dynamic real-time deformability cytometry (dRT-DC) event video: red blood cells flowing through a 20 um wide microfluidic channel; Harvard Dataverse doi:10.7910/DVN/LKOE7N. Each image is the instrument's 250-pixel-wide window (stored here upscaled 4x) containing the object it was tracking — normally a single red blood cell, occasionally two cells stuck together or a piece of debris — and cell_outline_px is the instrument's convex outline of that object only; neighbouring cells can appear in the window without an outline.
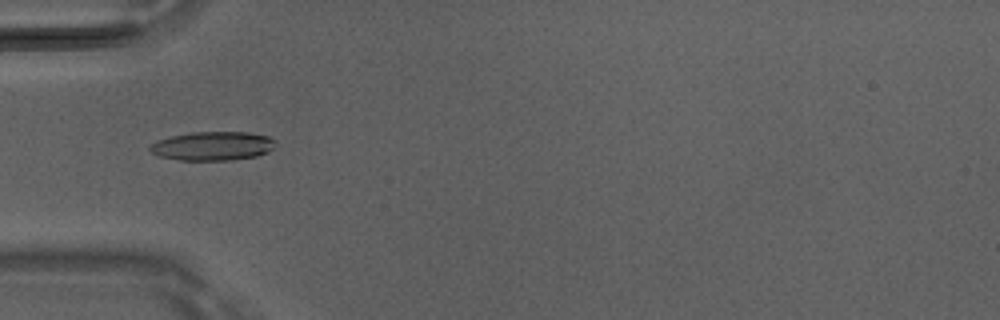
{"species": "Egyptian fruit bat (a non-hibernating species)", "species_latin": "Rousettus aegyptiacus", "temperature_condition": "room temperature", "stored_images_in_passage": 50, "camera_frame_rate_fps": 3000, "um_per_image_px": 0.085, "animal": {"sex": "male"}, "frame": {"image": 1, "passage_image": 17, "time_ms": 5.333, "image_size_px": [1000, 320], "cell_outline_px": [[276, 140], [272, 148], [268, 152], [256, 156], [232, 160], [180, 160], [160, 156], [152, 152], [148, 148], [152, 144], [160, 140], [172, 136], [192, 132], [248, 132], [268, 136]], "centroid_in_image_um": [18.11, 12.41], "position_along_channel_um": 66.9, "area_um2": 20.92}}
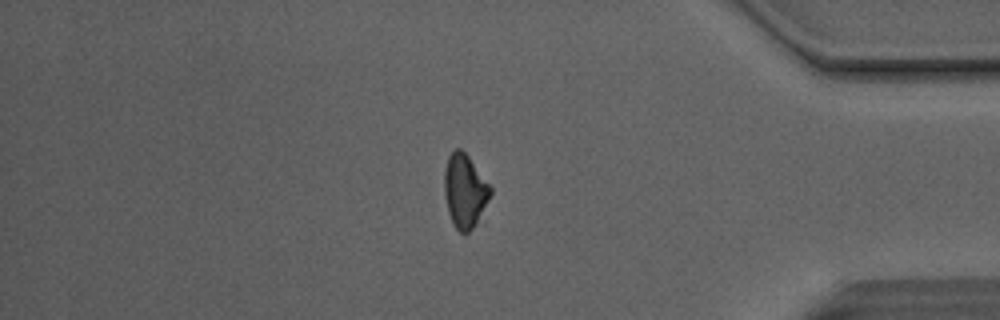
{"frame": {"image": 2, "passage_image": 43, "time_ms": 14.0, "image_size_px": [1000, 320], "cell_outline_px": [[492, 192], [488, 200], [472, 228], [464, 236], [452, 224], [448, 212], [444, 196], [444, 172], [448, 156], [456, 148], [460, 148], [468, 156], [492, 188]], "centroid_in_image_um": [39.47, 16.23], "position_along_channel_um": 395.7, "area_um2": 19.54}}
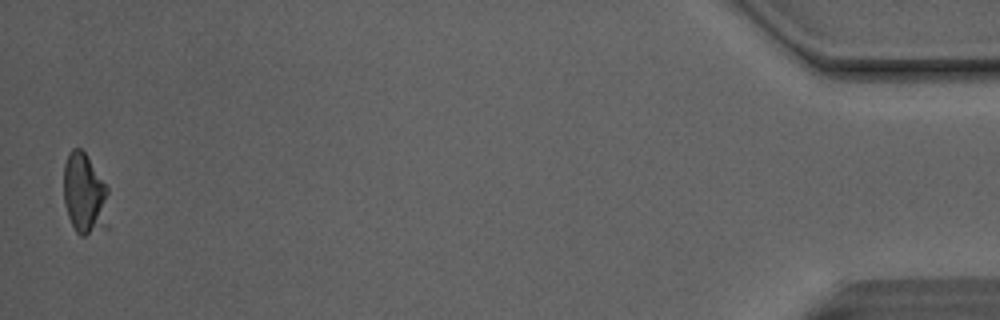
{"frame": {"image": 3, "passage_image": 50, "time_ms": 16.333, "image_size_px": [1000, 320], "cell_outline_px": [[112, 228], [84, 236], [80, 236], [76, 232], [68, 216], [64, 204], [64, 164], [68, 152], [72, 148], [80, 148], [84, 152], [108, 188]], "centroid_in_image_um": [7.26, 16.59], "position_along_channel_um": 427.9, "area_um2": 22.25}, "authors_computed_cell_mechanics": {"area_um2": 20.2589, "velocity_mm_per_s": 4.1436, "shape_relaxation_time_tau1_ms": 5.676, "shape_relaxation_time_tau2_ms": null, "deformation_change_tau1": 0.1368, "deformation_change_tau2": null}}